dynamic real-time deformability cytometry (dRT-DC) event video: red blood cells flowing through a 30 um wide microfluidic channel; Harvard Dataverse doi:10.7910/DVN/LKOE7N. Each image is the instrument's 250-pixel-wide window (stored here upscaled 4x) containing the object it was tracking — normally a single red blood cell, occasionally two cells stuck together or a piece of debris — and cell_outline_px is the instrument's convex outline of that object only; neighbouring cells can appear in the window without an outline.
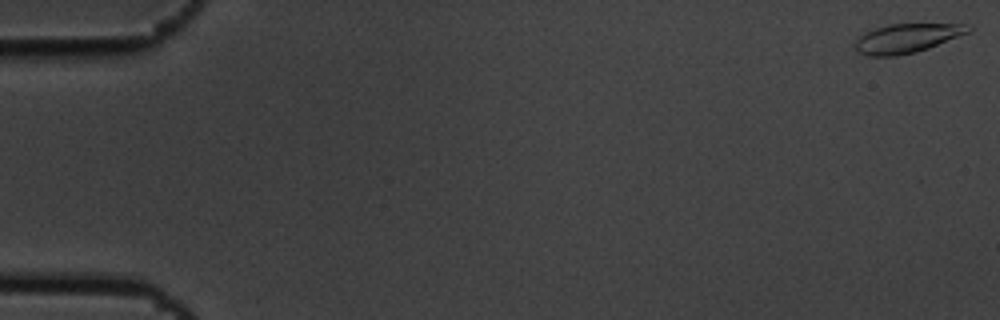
{"species": "common noctule bat (a hibernating species)", "species_latin": "Nyctalus noctula", "temperature_condition": "cold", "stored_images_in_passage": 56, "camera_frame_rate_fps": 3000, "um_per_image_px": 0.085, "animal": {"sex": "male", "body_mass_g": 19.5, "forearm_length_mm": 54.6}, "frame": {"image": 1, "passage_image": 1, "time_ms": 0.0, "image_size_px": [1000, 320], "cell_outline_px": [[972, 28], [968, 32], [928, 48], [916, 52], [896, 56], [868, 56], [856, 52], [856, 36], [864, 32], [888, 24], [972, 24]], "centroid_in_image_um": [77.03, 3.25], "position_along_channel_um": 8.0, "area_um2": 19.19}}
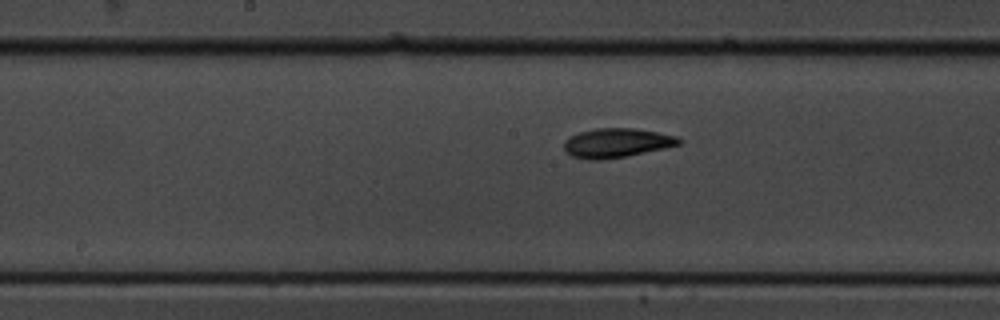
{"frame": {"image": 2, "passage_image": 29, "time_ms": 9.333, "image_size_px": [1000, 320], "cell_outline_px": [[684, 140], [680, 144], [664, 148], [628, 156], [600, 160], [588, 160], [572, 156], [564, 148], [564, 140], [568, 136], [580, 132], [596, 128], [632, 128], [656, 132], [676, 136]], "centroid_in_image_um": [52.4, 12.15], "position_along_channel_um": 195.8, "area_um2": 19.59}}
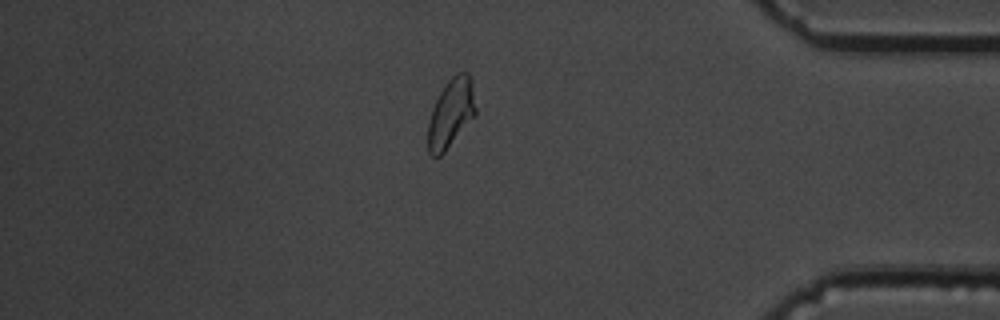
{"frame": {"image": 3, "passage_image": 48, "time_ms": 15.667, "image_size_px": [1000, 320], "cell_outline_px": [[476, 116], [444, 152], [440, 156], [432, 156], [428, 152], [428, 120], [432, 108], [440, 92], [448, 80], [456, 72], [468, 72], [472, 80], [476, 108]], "centroid_in_image_um": [38.35, 9.6], "position_along_channel_um": 396.9, "area_um2": 19.31}, "authors_computed_cell_mechanics": {"area_um2": 19.0162, "velocity_mm_per_s": 3.6294, "shape_relaxation_time_tau1_ms": 3.4493, "shape_relaxation_time_tau2_ms": 4.3242, "deformation_change_tau1": 0.1289, "deformation_change_tau2": 0.0845}}